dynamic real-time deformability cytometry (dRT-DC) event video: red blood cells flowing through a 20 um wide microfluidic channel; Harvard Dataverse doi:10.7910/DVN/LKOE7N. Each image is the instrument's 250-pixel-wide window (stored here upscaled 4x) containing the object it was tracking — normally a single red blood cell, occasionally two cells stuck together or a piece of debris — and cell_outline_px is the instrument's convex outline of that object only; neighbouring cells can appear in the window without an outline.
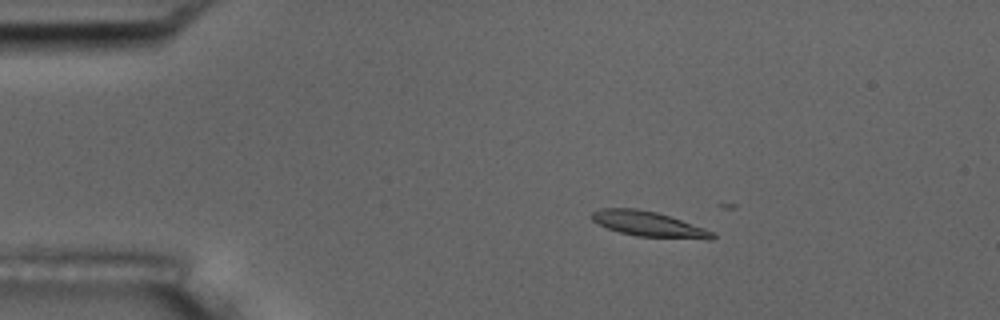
{"species": "common noctule bat (a hibernating species)", "species_latin": "Nyctalus noctula", "temperature_condition": "room temperature", "stored_images_in_passage": 4, "camera_frame_rate_fps": 3000, "um_per_image_px": 0.085, "animal": {"sex": "male", "body_mass_g": 17.5, "forearm_length_mm": 52.3}, "frame": {"image": 1, "passage_image": 2, "time_ms": 1.333, "image_size_px": [1000, 320], "cell_outline_px": [[716, 236], [712, 240], [708, 240], [636, 236], [620, 232], [608, 228], [592, 220], [592, 212], [600, 208], [636, 208], [656, 212], [716, 232]], "centroid_in_image_um": [55.18, 19.06], "position_along_channel_um": 29.8, "area_um2": 17.69}}